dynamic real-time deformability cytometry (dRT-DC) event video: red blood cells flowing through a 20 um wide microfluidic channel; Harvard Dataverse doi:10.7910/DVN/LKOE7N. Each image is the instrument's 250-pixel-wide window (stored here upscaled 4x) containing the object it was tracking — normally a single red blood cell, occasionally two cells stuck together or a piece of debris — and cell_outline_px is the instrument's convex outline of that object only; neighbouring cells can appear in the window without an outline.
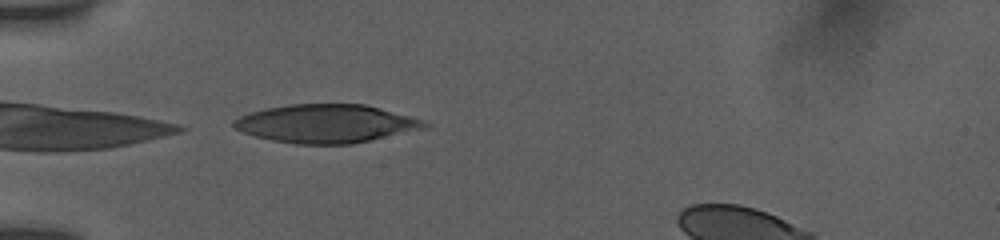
{"species": "human", "species_latin": "Homo sapiens", "temperature_condition": "room temperature", "stored_images_in_passage": 30, "camera_frame_rate_fps": 3000, "um_per_image_px": 0.085, "donor": {"sex": "female"}, "frame": {"image": 1, "passage_image": 1, "time_ms": 0.0, "image_size_px": [1000, 240], "cell_outline_px": [[432, 124], [428, 128], [352, 144], [296, 144], [272, 140], [256, 136], [232, 128], [232, 120], [240, 116], [264, 108], [288, 104], [364, 104], [380, 108], [424, 120]], "centroid_in_image_um": [27.74, 10.51], "position_along_channel_um": 57.3, "area_um2": 42.77}}
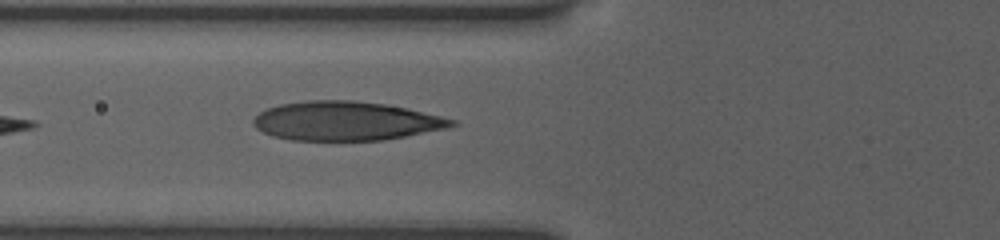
{"frame": {"image": 2, "passage_image": 12, "time_ms": 1.333, "image_size_px": [1000, 240], "cell_outline_px": [[460, 124], [444, 128], [384, 140], [292, 140], [272, 136], [256, 128], [252, 124], [252, 120], [260, 112], [268, 108], [280, 104], [308, 100], [352, 100], [384, 104], [404, 108], [440, 116], [456, 120]], "centroid_in_image_um": [29.35, 10.28], "position_along_channel_um": 96.4, "area_um2": 44.68}}
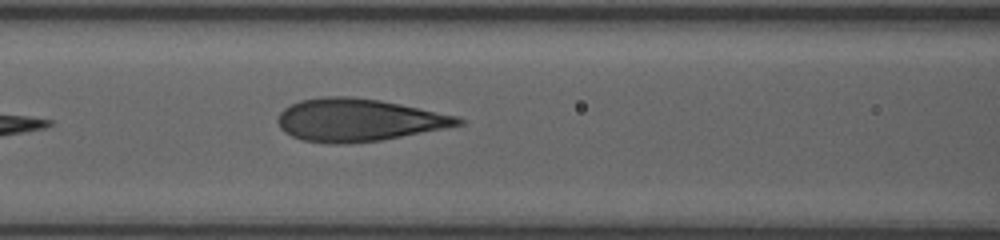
{"frame": {"image": 3, "passage_image": 21, "time_ms": 2.333, "image_size_px": [1000, 240], "cell_outline_px": [[464, 124], [444, 128], [380, 140], [340, 144], [332, 144], [304, 140], [292, 136], [284, 132], [280, 128], [276, 120], [280, 112], [284, 108], [300, 100], [324, 96], [352, 96], [380, 100], [420, 108], [456, 116], [464, 120]], "centroid_in_image_um": [30.42, 10.19], "position_along_channel_um": 136.2, "area_um2": 44.51}}